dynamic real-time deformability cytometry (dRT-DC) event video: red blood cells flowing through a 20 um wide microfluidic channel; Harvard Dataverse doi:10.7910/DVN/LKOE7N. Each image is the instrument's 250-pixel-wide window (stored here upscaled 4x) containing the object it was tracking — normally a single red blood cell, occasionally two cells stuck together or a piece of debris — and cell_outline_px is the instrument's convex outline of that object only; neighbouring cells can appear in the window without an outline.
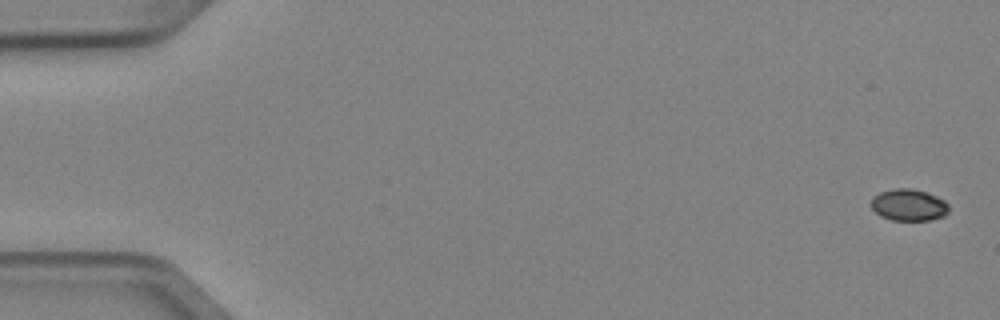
{"species": "Egyptian fruit bat (a non-hibernating species)", "species_latin": "Rousettus aegyptiacus", "temperature_condition": "cold", "stored_images_in_passage": 5, "camera_frame_rate_fps": 3000, "um_per_image_px": 0.085, "animal": {"sex": "female"}, "frame": {"image": 1, "passage_image": 1, "time_ms": 0.0, "image_size_px": [1000, 320], "cell_outline_px": [[948, 212], [944, 216], [928, 220], [892, 220], [880, 216], [868, 204], [872, 196], [880, 192], [896, 188], [912, 188], [936, 196], [944, 200], [948, 204]], "centroid_in_image_um": [77.2, 17.42], "position_along_channel_um": 7.8, "area_um2": 14.45}}
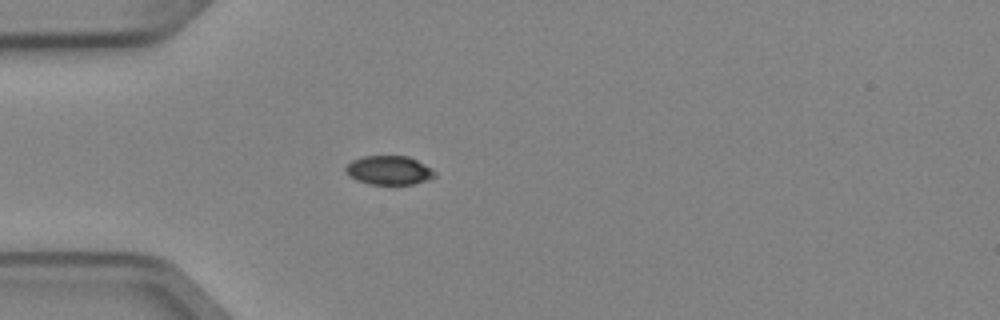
{"frame": {"image": 2, "passage_image": 5, "time_ms": 1.333, "image_size_px": [1000, 320], "cell_outline_px": [[436, 176], [428, 180], [412, 184], [368, 184], [356, 180], [344, 172], [344, 168], [352, 160], [364, 156], [408, 156], [424, 164], [436, 172]], "centroid_in_image_um": [33.04, 14.47], "position_along_channel_um": 52.0, "area_um2": 15.03}}